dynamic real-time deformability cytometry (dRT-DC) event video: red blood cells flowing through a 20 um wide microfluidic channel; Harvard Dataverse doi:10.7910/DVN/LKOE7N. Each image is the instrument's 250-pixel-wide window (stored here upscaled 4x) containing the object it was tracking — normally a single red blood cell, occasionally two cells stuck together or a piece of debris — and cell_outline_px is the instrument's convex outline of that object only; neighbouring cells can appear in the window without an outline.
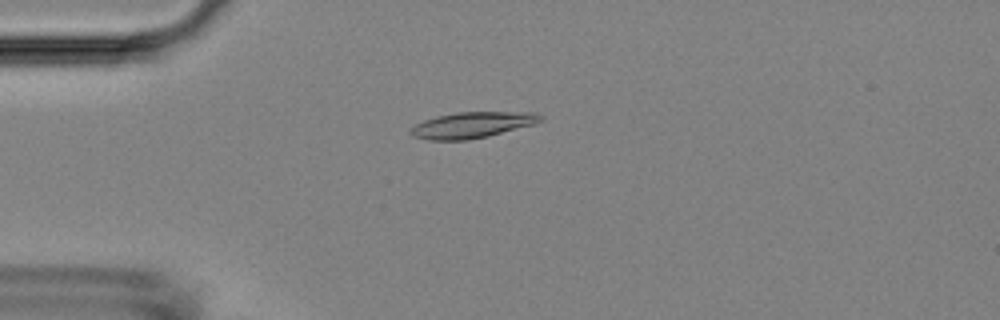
{"species": "Egyptian fruit bat (a non-hibernating species)", "species_latin": "Rousettus aegyptiacus", "temperature_condition": "room temperature", "stored_images_in_passage": 54, "camera_frame_rate_fps": 3000, "um_per_image_px": 0.085, "animal": {"sex": "female"}, "frame": {"image": 1, "passage_image": 14, "time_ms": 4.333, "image_size_px": [1000, 320], "cell_outline_px": [[544, 120], [536, 124], [488, 136], [468, 140], [428, 140], [412, 136], [408, 132], [416, 124], [424, 120], [436, 116], [456, 112], [536, 112], [544, 116]], "centroid_in_image_um": [40.18, 10.62], "position_along_channel_um": 44.8, "area_um2": 19.88}}
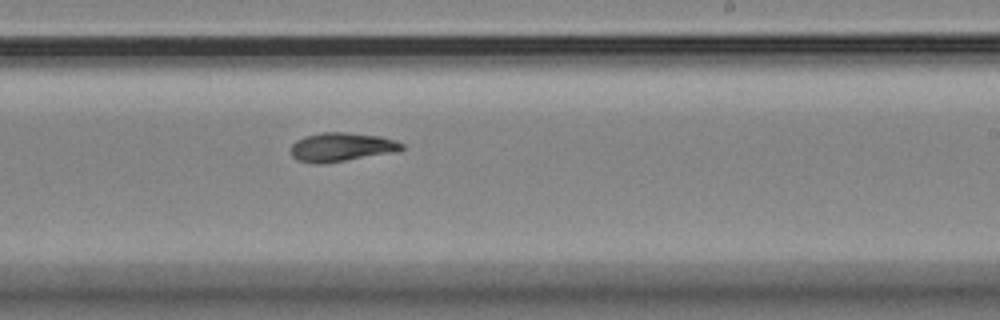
{"frame": {"image": 2, "passage_image": 33, "time_ms": 10.667, "image_size_px": [1000, 320], "cell_outline_px": [[404, 148], [396, 152], [324, 164], [312, 164], [296, 160], [292, 156], [292, 144], [296, 140], [304, 136], [324, 132], [344, 132], [380, 136], [396, 140], [404, 144]], "centroid_in_image_um": [29.03, 12.51], "position_along_channel_um": 260.0, "area_um2": 18.84}}
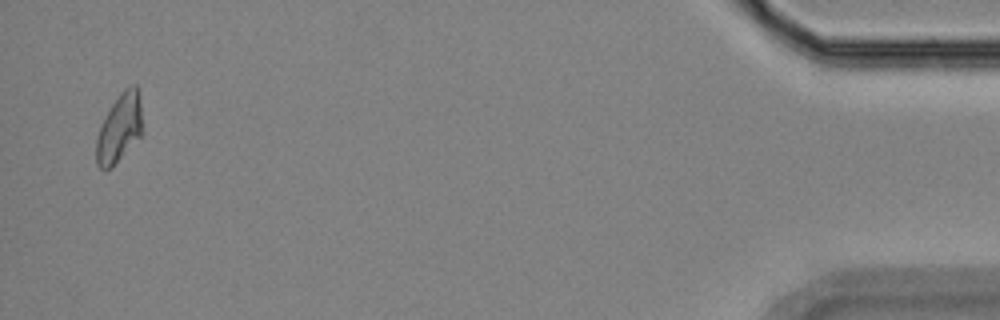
{"frame": {"image": 3, "passage_image": 53, "time_ms": 17.333, "image_size_px": [1000, 320], "cell_outline_px": [[144, 132], [112, 168], [100, 168], [96, 164], [96, 140], [100, 124], [112, 104], [120, 92], [124, 88], [132, 84], [136, 84], [140, 104]], "centroid_in_image_um": [10.15, 10.89], "position_along_channel_um": 425.0, "area_um2": 18.55}, "authors_computed_cell_mechanics": {"area_um2": 18.6405, "velocity_mm_per_s": 3.6926, "shape_relaxation_time_tau1_ms": 4.8486, "shape_relaxation_time_tau2_ms": 2.4654, "deformation_change_tau1": 0.1497, "deformation_change_tau2": 0.0661}}